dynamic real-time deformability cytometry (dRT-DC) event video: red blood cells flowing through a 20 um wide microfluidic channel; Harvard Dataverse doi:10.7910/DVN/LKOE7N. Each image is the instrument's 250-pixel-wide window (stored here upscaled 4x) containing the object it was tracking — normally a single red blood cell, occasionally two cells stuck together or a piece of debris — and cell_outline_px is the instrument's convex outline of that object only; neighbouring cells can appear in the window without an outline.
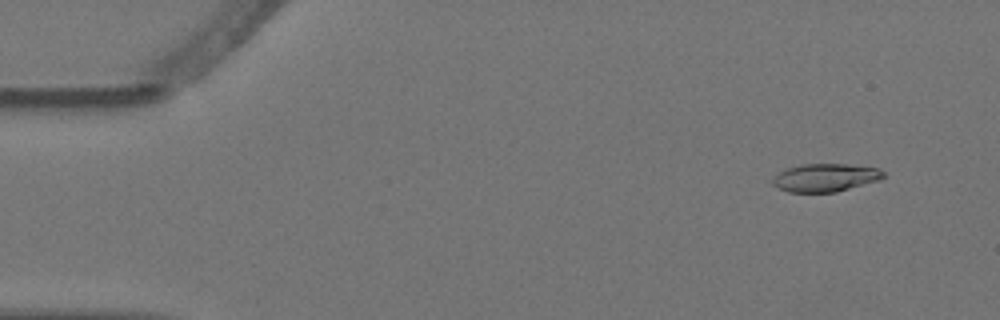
{"species": "Egyptian fruit bat (a non-hibernating species)", "species_latin": "Rousettus aegyptiacus", "temperature_condition": "warm", "stored_images_in_passage": 5, "camera_frame_rate_fps": 3000, "um_per_image_px": 0.085, "animal": {"sex": "female"}, "frame": {"image": 1, "passage_image": 2, "time_ms": 0.333, "image_size_px": [1000, 320], "cell_outline_px": [[884, 176], [880, 180], [836, 192], [788, 192], [772, 184], [772, 180], [780, 172], [788, 168], [800, 164], [844, 164], [880, 168], [884, 172]], "centroid_in_image_um": [70.18, 15.1], "position_along_channel_um": 14.8, "area_um2": 17.98}}
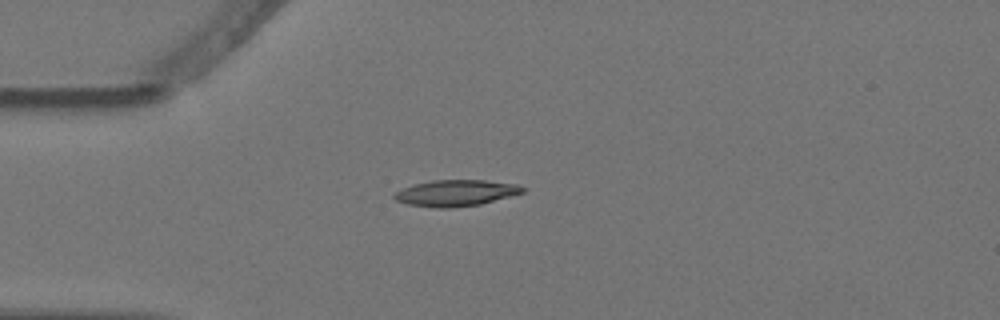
{"frame": {"image": 2, "passage_image": 5, "time_ms": 1.333, "image_size_px": [1000, 320], "cell_outline_px": [[524, 192], [480, 204], [448, 208], [440, 208], [408, 204], [396, 200], [392, 196], [396, 192], [404, 188], [416, 184], [432, 180], [484, 180], [520, 184], [524, 188]], "centroid_in_image_um": [38.77, 16.4], "position_along_channel_um": 46.2, "area_um2": 19.36}}